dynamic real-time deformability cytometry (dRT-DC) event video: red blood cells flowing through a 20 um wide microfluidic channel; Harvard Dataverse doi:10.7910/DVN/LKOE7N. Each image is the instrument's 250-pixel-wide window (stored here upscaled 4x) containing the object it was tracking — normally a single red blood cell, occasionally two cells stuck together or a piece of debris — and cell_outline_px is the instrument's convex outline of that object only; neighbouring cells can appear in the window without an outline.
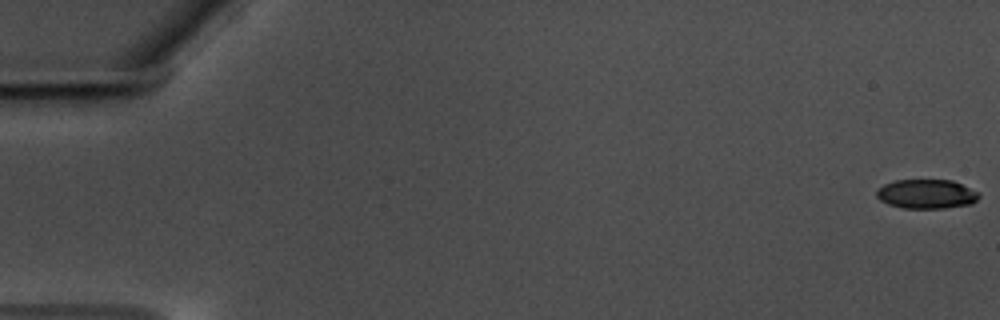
{"species": "common noctule bat (a hibernating species)", "species_latin": "Nyctalus noctula", "temperature_condition": "warm", "stored_images_in_passage": 60, "camera_frame_rate_fps": 3000, "um_per_image_px": 0.085, "animal": {"sex": "male", "body_mass_g": 17.5, "forearm_length_mm": 52.3}, "frame": {"image": 1, "passage_image": 1, "time_ms": 0.0, "image_size_px": [1000, 320], "cell_outline_px": [[980, 196], [972, 204], [944, 208], [904, 208], [888, 204], [880, 200], [876, 196], [876, 192], [884, 184], [896, 180], [952, 180], [980, 192]], "centroid_in_image_um": [78.78, 16.49], "position_along_channel_um": 6.2, "area_um2": 17.46}}
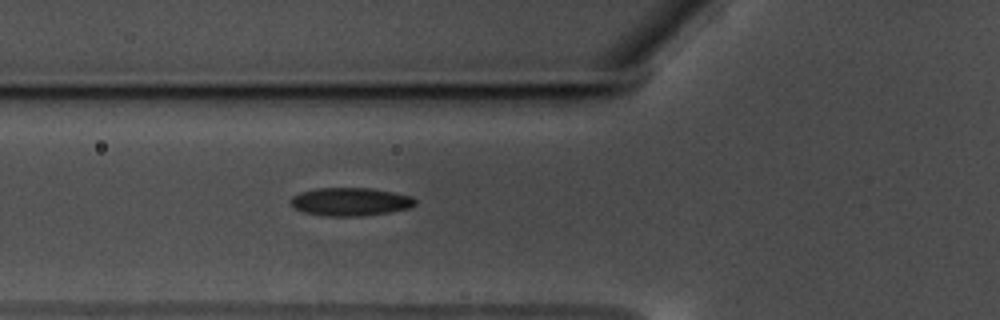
{"frame": {"image": 2, "passage_image": 23, "time_ms": 7.333, "image_size_px": [1000, 320], "cell_outline_px": [[416, 204], [408, 208], [388, 212], [360, 216], [324, 216], [304, 212], [292, 208], [288, 204], [288, 200], [292, 196], [300, 192], [316, 188], [372, 188], [412, 196], [416, 200]], "centroid_in_image_um": [29.71, 17.14], "position_along_channel_um": 96.1, "area_um2": 20.63}}
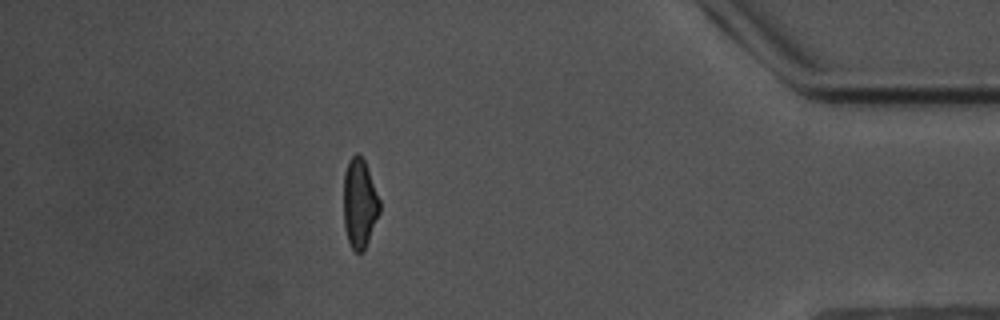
{"frame": {"image": 3, "passage_image": 53, "time_ms": 17.333, "image_size_px": [1000, 320], "cell_outline_px": [[380, 212], [364, 252], [356, 252], [352, 248], [348, 240], [344, 228], [344, 172], [348, 160], [356, 152], [364, 160], [380, 200]], "centroid_in_image_um": [30.56, 17.3], "position_along_channel_um": 404.6, "area_um2": 18.79}, "authors_computed_cell_mechanics": {"area_um2": 19.5075, "velocity_mm_per_s": 3.5097, "shape_relaxation_time_tau1_ms": 3.9699, "shape_relaxation_time_tau2_ms": 2.9589, "deformation_change_tau1": 0.1517, "deformation_change_tau2": 0.1065}}